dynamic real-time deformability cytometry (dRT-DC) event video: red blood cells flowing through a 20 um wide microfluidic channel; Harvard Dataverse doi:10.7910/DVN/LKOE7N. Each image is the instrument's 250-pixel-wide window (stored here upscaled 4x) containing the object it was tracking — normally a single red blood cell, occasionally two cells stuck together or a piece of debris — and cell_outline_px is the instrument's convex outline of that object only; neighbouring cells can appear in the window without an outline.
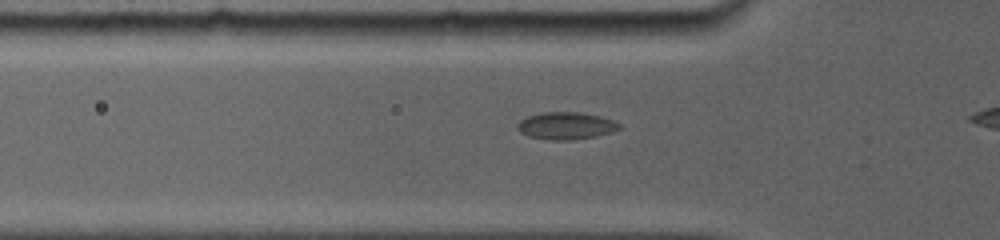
{"species": "common noctule bat (a hibernating species)", "species_latin": "Nyctalus noctula", "temperature_condition": "room temperature", "stored_images_in_passage": 33, "camera_frame_rate_fps": 5000, "um_per_image_px": 0.085, "animal": {"sex": "female", "body_mass_g": 19.0, "forearm_length_mm": 56.7}, "frame": {"image": 1, "passage_image": 11, "time_ms": 3.4, "image_size_px": [1000, 240], "cell_outline_px": [[624, 128], [612, 132], [596, 136], [572, 140], [548, 140], [528, 136], [520, 132], [516, 128], [516, 124], [520, 120], [528, 116], [544, 112], [580, 112], [600, 116], [612, 120], [620, 124]], "centroid_in_image_um": [48.11, 10.69], "position_along_channel_um": 77.7, "area_um2": 16.36}}
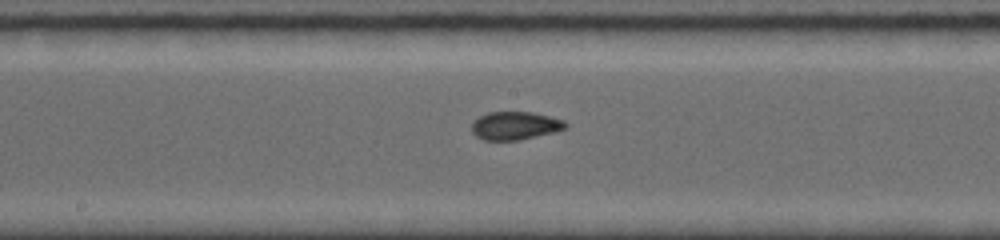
{"frame": {"image": 2, "passage_image": 21, "time_ms": 6.6, "image_size_px": [1000, 240], "cell_outline_px": [[568, 128], [556, 132], [520, 140], [484, 140], [476, 136], [472, 132], [472, 124], [480, 116], [488, 112], [532, 112], [564, 120], [568, 124]], "centroid_in_image_um": [43.82, 10.69], "position_along_channel_um": 204.4, "area_um2": 15.43}}
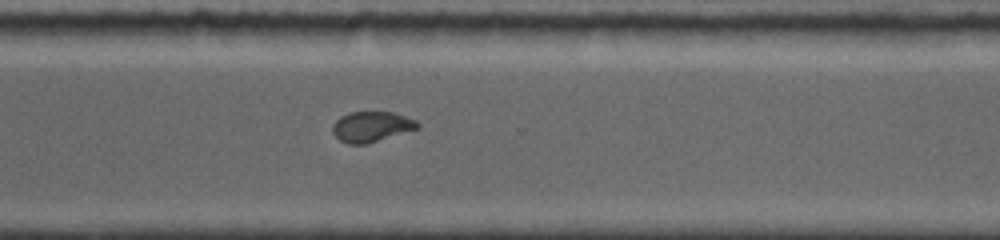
{"frame": {"image": 3, "passage_image": 32, "time_ms": 10.0, "image_size_px": [1000, 240], "cell_outline_px": [[420, 128], [368, 144], [348, 144], [340, 140], [332, 132], [332, 124], [340, 116], [348, 112], [392, 112], [416, 120], [420, 124]], "centroid_in_image_um": [31.57, 10.77], "position_along_channel_um": 339.0, "area_um2": 15.2}}